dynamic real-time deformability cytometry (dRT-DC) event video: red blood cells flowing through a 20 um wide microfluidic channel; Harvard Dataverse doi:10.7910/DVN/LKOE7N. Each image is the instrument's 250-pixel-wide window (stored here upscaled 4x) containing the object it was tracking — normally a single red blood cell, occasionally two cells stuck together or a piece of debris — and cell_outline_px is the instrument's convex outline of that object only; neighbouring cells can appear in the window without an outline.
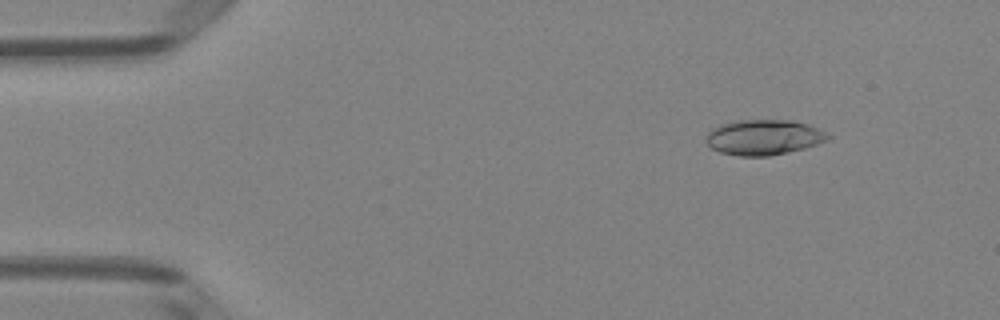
{"species": "Egyptian fruit bat (a non-hibernating species)", "species_latin": "Rousettus aegyptiacus", "temperature_condition": "room temperature", "stored_images_in_passage": 47, "camera_frame_rate_fps": 3000, "um_per_image_px": 0.085, "animal": {"sex": "female"}, "frame": {"image": 1, "passage_image": 3, "time_ms": 0.667, "image_size_px": [1000, 320], "cell_outline_px": [[832, 136], [828, 140], [804, 148], [788, 152], [768, 156], [740, 156], [720, 152], [712, 148], [704, 140], [708, 132], [712, 128], [720, 124], [740, 120], [792, 120], [808, 124]], "centroid_in_image_um": [64.89, 11.67], "position_along_channel_um": 20.1, "area_um2": 25.03}}
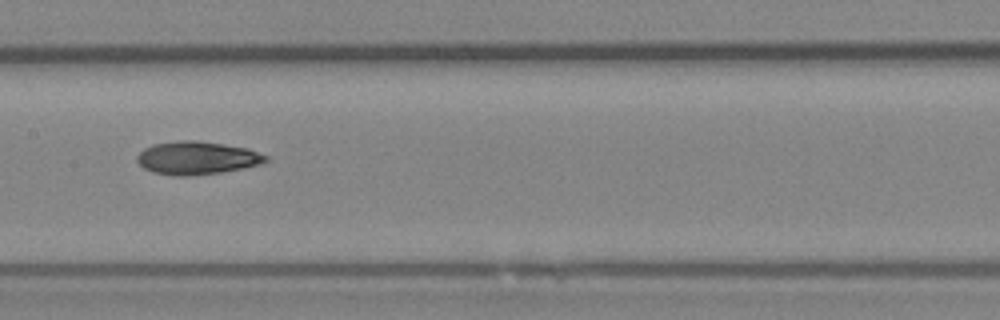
{"frame": {"image": 2, "passage_image": 22, "time_ms": 7.0, "image_size_px": [1000, 320], "cell_outline_px": [[268, 160], [260, 164], [244, 168], [220, 172], [184, 176], [176, 176], [152, 172], [144, 168], [136, 160], [136, 156], [144, 148], [152, 144], [180, 140], [196, 140], [224, 144], [248, 148], [268, 156]], "centroid_in_image_um": [16.72, 13.42], "position_along_channel_um": 190.7, "area_um2": 24.8}}
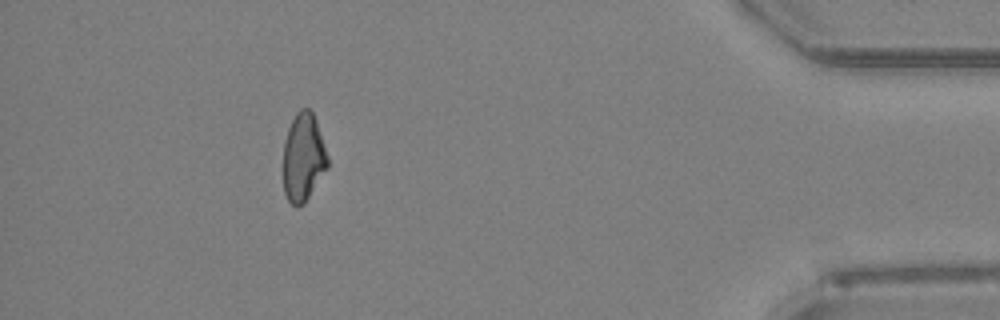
{"frame": {"image": 3, "passage_image": 42, "time_ms": 13.667, "image_size_px": [1000, 320], "cell_outline_px": [[328, 168], [304, 204], [296, 208], [288, 200], [284, 192], [284, 144], [288, 128], [296, 112], [300, 108], [308, 108], [312, 112], [316, 120], [328, 156]], "centroid_in_image_um": [25.79, 13.39], "position_along_channel_um": 409.4, "area_um2": 22.83}, "authors_computed_cell_mechanics": {"area_um2": 23.7558, "velocity_mm_per_s": 4.1052, "shape_relaxation_time_tau1_ms": 8.9591, "shape_relaxation_time_tau2_ms": 6.6926, "deformation_change_tau1": 0.2042, "deformation_change_tau2": 0.1409}}